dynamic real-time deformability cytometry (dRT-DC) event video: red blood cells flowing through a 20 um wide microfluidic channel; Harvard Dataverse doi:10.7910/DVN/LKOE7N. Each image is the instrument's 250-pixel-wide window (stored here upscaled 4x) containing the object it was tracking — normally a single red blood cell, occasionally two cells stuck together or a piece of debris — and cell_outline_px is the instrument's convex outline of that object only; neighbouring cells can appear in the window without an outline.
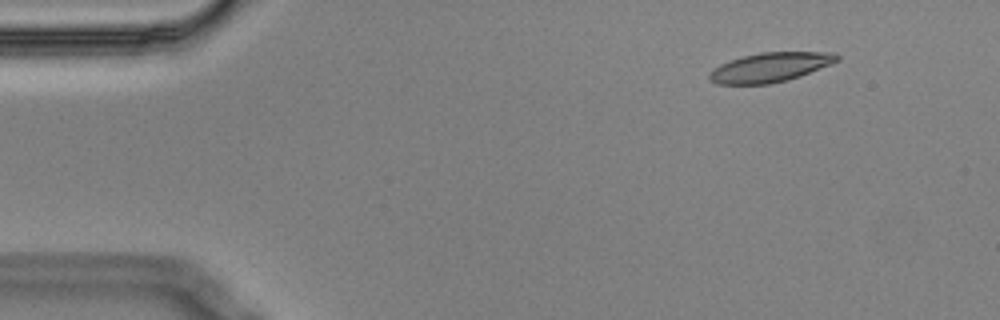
{"species": "Egyptian fruit bat (a non-hibernating species)", "species_latin": "Rousettus aegyptiacus", "temperature_condition": "cold", "stored_images_in_passage": 50, "camera_frame_rate_fps": 3000, "um_per_image_px": 0.085, "animal": {"sex": "male"}, "frame": {"image": 1, "passage_image": 1, "time_ms": 0.0, "image_size_px": [1000, 320], "cell_outline_px": [[840, 60], [832, 64], [800, 76], [788, 80], [768, 84], [716, 84], [708, 76], [708, 72], [712, 68], [720, 64], [744, 56], [760, 52], [836, 52], [840, 56]], "centroid_in_image_um": [65.49, 5.71], "position_along_channel_um": 19.5, "area_um2": 21.96}}
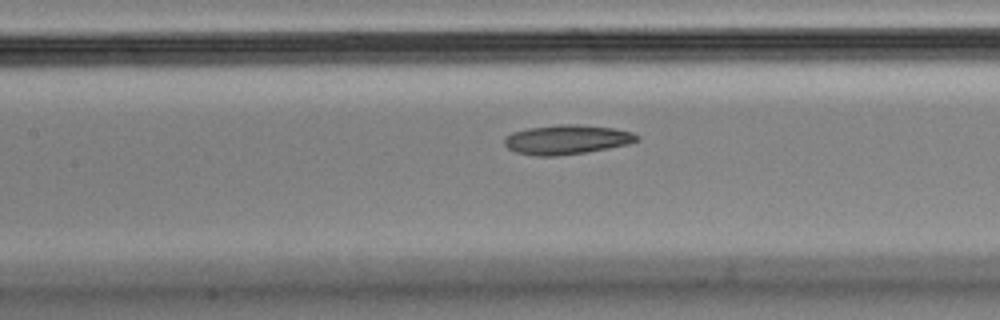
{"frame": {"image": 2, "passage_image": 20, "time_ms": 6.333, "image_size_px": [1000, 320], "cell_outline_px": [[640, 140], [628, 144], [608, 148], [584, 152], [556, 156], [536, 156], [516, 152], [508, 148], [504, 144], [504, 136], [512, 132], [528, 128], [560, 124], [576, 124], [616, 128], [632, 132], [640, 136]], "centroid_in_image_um": [48.18, 11.85], "position_along_channel_um": 159.2, "area_um2": 22.83}}
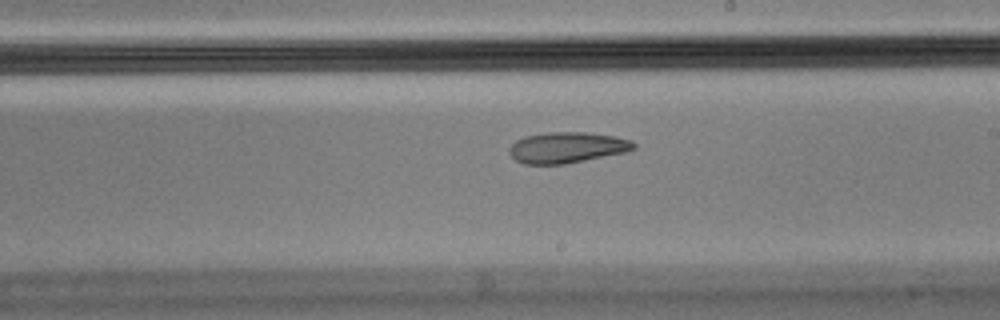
{"frame": {"image": 3, "passage_image": 27, "time_ms": 8.667, "image_size_px": [1000, 320], "cell_outline_px": [[636, 148], [628, 152], [564, 164], [524, 164], [516, 160], [508, 152], [508, 148], [516, 140], [524, 136], [548, 132], [584, 132], [616, 136], [632, 140], [636, 144]], "centroid_in_image_um": [48.22, 12.53], "position_along_channel_um": 240.8, "area_um2": 22.6}}